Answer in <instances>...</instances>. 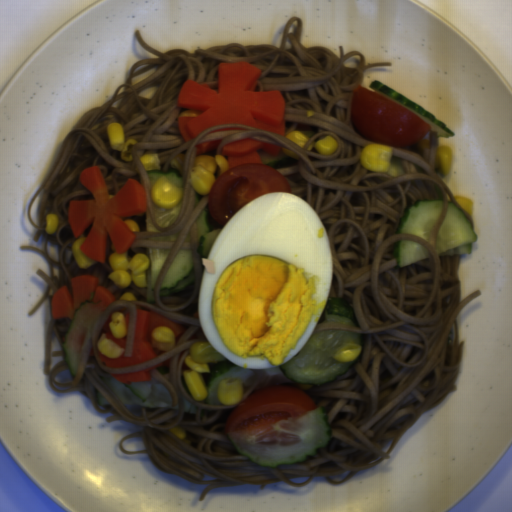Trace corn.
<instances>
[{"mask_svg": "<svg viewBox=\"0 0 512 512\" xmlns=\"http://www.w3.org/2000/svg\"><path fill=\"white\" fill-rule=\"evenodd\" d=\"M96 346L99 352L106 358L117 359L123 355L125 351L124 348H121L116 343L108 339L105 334L101 335L96 343Z\"/></svg>", "mask_w": 512, "mask_h": 512, "instance_id": "10", "label": "corn"}, {"mask_svg": "<svg viewBox=\"0 0 512 512\" xmlns=\"http://www.w3.org/2000/svg\"><path fill=\"white\" fill-rule=\"evenodd\" d=\"M286 138L301 148H304L307 145V143L310 141L308 136L305 135L304 133H302L301 131H299L298 129L292 130L291 132H289L286 135Z\"/></svg>", "mask_w": 512, "mask_h": 512, "instance_id": "15", "label": "corn"}, {"mask_svg": "<svg viewBox=\"0 0 512 512\" xmlns=\"http://www.w3.org/2000/svg\"><path fill=\"white\" fill-rule=\"evenodd\" d=\"M338 147L339 145L335 138L329 135L319 140H313L308 145L306 151L315 149L317 153H320L325 156H330L338 149Z\"/></svg>", "mask_w": 512, "mask_h": 512, "instance_id": "11", "label": "corn"}, {"mask_svg": "<svg viewBox=\"0 0 512 512\" xmlns=\"http://www.w3.org/2000/svg\"><path fill=\"white\" fill-rule=\"evenodd\" d=\"M230 360L219 352L209 340H201L189 347V354L185 364L187 368L183 372L185 382L194 400H204L209 392L201 374L210 373L209 364Z\"/></svg>", "mask_w": 512, "mask_h": 512, "instance_id": "1", "label": "corn"}, {"mask_svg": "<svg viewBox=\"0 0 512 512\" xmlns=\"http://www.w3.org/2000/svg\"><path fill=\"white\" fill-rule=\"evenodd\" d=\"M125 225L130 229L132 233H137L139 231V223L136 220L127 219L123 220Z\"/></svg>", "mask_w": 512, "mask_h": 512, "instance_id": "19", "label": "corn"}, {"mask_svg": "<svg viewBox=\"0 0 512 512\" xmlns=\"http://www.w3.org/2000/svg\"><path fill=\"white\" fill-rule=\"evenodd\" d=\"M438 159L441 167L442 174L449 175L453 169L454 163V149L452 145L440 144L437 150Z\"/></svg>", "mask_w": 512, "mask_h": 512, "instance_id": "9", "label": "corn"}, {"mask_svg": "<svg viewBox=\"0 0 512 512\" xmlns=\"http://www.w3.org/2000/svg\"><path fill=\"white\" fill-rule=\"evenodd\" d=\"M169 431H171L178 439L183 440L186 436V430L183 427L173 426L169 428Z\"/></svg>", "mask_w": 512, "mask_h": 512, "instance_id": "18", "label": "corn"}, {"mask_svg": "<svg viewBox=\"0 0 512 512\" xmlns=\"http://www.w3.org/2000/svg\"><path fill=\"white\" fill-rule=\"evenodd\" d=\"M228 170V163L223 155L216 154L212 157L200 154L192 164L190 183L198 194L210 195L213 184Z\"/></svg>", "mask_w": 512, "mask_h": 512, "instance_id": "3", "label": "corn"}, {"mask_svg": "<svg viewBox=\"0 0 512 512\" xmlns=\"http://www.w3.org/2000/svg\"><path fill=\"white\" fill-rule=\"evenodd\" d=\"M392 146L381 143L368 144L363 148L359 162L362 167L373 173H388L393 158Z\"/></svg>", "mask_w": 512, "mask_h": 512, "instance_id": "4", "label": "corn"}, {"mask_svg": "<svg viewBox=\"0 0 512 512\" xmlns=\"http://www.w3.org/2000/svg\"><path fill=\"white\" fill-rule=\"evenodd\" d=\"M201 112L200 110H195V109H187V110H183L182 112H180L179 114V117L180 116H200Z\"/></svg>", "mask_w": 512, "mask_h": 512, "instance_id": "20", "label": "corn"}, {"mask_svg": "<svg viewBox=\"0 0 512 512\" xmlns=\"http://www.w3.org/2000/svg\"><path fill=\"white\" fill-rule=\"evenodd\" d=\"M113 254L108 258L112 272L108 279H112L116 286L128 287L133 283L138 288H147V269L150 266L148 255L137 252L130 256L126 250L124 254H118L111 243Z\"/></svg>", "mask_w": 512, "mask_h": 512, "instance_id": "2", "label": "corn"}, {"mask_svg": "<svg viewBox=\"0 0 512 512\" xmlns=\"http://www.w3.org/2000/svg\"><path fill=\"white\" fill-rule=\"evenodd\" d=\"M139 160L145 172L161 169L160 155L157 152H147L142 154Z\"/></svg>", "mask_w": 512, "mask_h": 512, "instance_id": "14", "label": "corn"}, {"mask_svg": "<svg viewBox=\"0 0 512 512\" xmlns=\"http://www.w3.org/2000/svg\"><path fill=\"white\" fill-rule=\"evenodd\" d=\"M184 190L161 176L151 188V202L158 208L169 210L182 201Z\"/></svg>", "mask_w": 512, "mask_h": 512, "instance_id": "5", "label": "corn"}, {"mask_svg": "<svg viewBox=\"0 0 512 512\" xmlns=\"http://www.w3.org/2000/svg\"><path fill=\"white\" fill-rule=\"evenodd\" d=\"M107 132L110 149L121 151L120 157L124 161L132 160L130 149L138 143V140L130 138L126 141L124 127L119 122H110L107 126Z\"/></svg>", "mask_w": 512, "mask_h": 512, "instance_id": "6", "label": "corn"}, {"mask_svg": "<svg viewBox=\"0 0 512 512\" xmlns=\"http://www.w3.org/2000/svg\"><path fill=\"white\" fill-rule=\"evenodd\" d=\"M217 397L222 405H236L243 398L242 379L237 377H225L217 386Z\"/></svg>", "mask_w": 512, "mask_h": 512, "instance_id": "7", "label": "corn"}, {"mask_svg": "<svg viewBox=\"0 0 512 512\" xmlns=\"http://www.w3.org/2000/svg\"><path fill=\"white\" fill-rule=\"evenodd\" d=\"M59 218L56 213H48L46 215V225L45 232L46 234L52 235L55 234L58 228Z\"/></svg>", "mask_w": 512, "mask_h": 512, "instance_id": "16", "label": "corn"}, {"mask_svg": "<svg viewBox=\"0 0 512 512\" xmlns=\"http://www.w3.org/2000/svg\"><path fill=\"white\" fill-rule=\"evenodd\" d=\"M86 238L87 237H84V236L81 238H78L73 243V246H72V254L75 258V261H76L77 265L83 269L88 268L97 262V261L87 258L81 250V247H82L83 243L85 242Z\"/></svg>", "mask_w": 512, "mask_h": 512, "instance_id": "13", "label": "corn"}, {"mask_svg": "<svg viewBox=\"0 0 512 512\" xmlns=\"http://www.w3.org/2000/svg\"><path fill=\"white\" fill-rule=\"evenodd\" d=\"M119 299H120V301H135L136 300L135 296L131 292L123 293Z\"/></svg>", "mask_w": 512, "mask_h": 512, "instance_id": "21", "label": "corn"}, {"mask_svg": "<svg viewBox=\"0 0 512 512\" xmlns=\"http://www.w3.org/2000/svg\"><path fill=\"white\" fill-rule=\"evenodd\" d=\"M456 203L461 206L470 216L473 214L474 201L462 196H454Z\"/></svg>", "mask_w": 512, "mask_h": 512, "instance_id": "17", "label": "corn"}, {"mask_svg": "<svg viewBox=\"0 0 512 512\" xmlns=\"http://www.w3.org/2000/svg\"><path fill=\"white\" fill-rule=\"evenodd\" d=\"M109 327L114 338L120 339L127 333L125 315L121 311L113 312L110 315Z\"/></svg>", "mask_w": 512, "mask_h": 512, "instance_id": "12", "label": "corn"}, {"mask_svg": "<svg viewBox=\"0 0 512 512\" xmlns=\"http://www.w3.org/2000/svg\"><path fill=\"white\" fill-rule=\"evenodd\" d=\"M150 335L152 346L157 350L170 352L176 344L174 331L170 327L156 325Z\"/></svg>", "mask_w": 512, "mask_h": 512, "instance_id": "8", "label": "corn"}]
</instances>
